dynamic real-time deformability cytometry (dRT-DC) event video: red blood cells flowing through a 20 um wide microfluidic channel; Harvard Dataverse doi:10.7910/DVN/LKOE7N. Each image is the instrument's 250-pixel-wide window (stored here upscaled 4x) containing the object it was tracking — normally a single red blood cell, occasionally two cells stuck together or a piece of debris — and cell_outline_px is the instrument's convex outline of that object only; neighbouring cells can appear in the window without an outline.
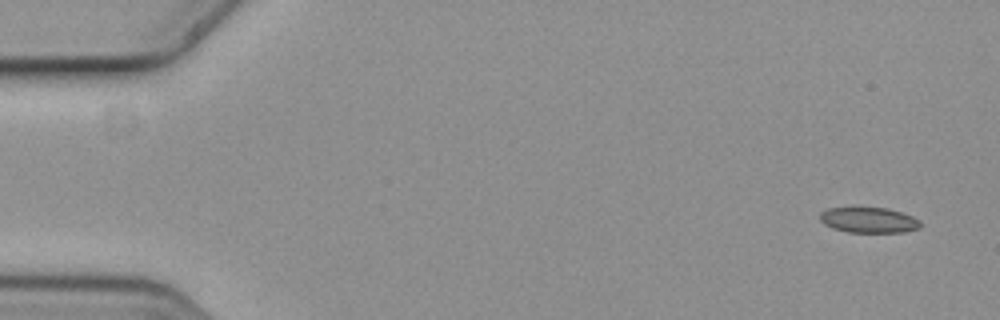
{"species": "common noctule bat (a hibernating species)", "species_latin": "Nyctalus noctula", "temperature_condition": "cold", "stored_images_in_passage": 6, "camera_frame_rate_fps": 3000, "um_per_image_px": 0.085, "animal": {"sex": "female", "body_mass_g": 19.3, "forearm_length_mm": 54.1}, "frame": {"image": 1, "passage_image": 1, "time_ms": 0.0, "image_size_px": [1000, 320], "cell_outline_px": [[920, 228], [904, 232], [848, 232], [832, 228], [824, 224], [820, 220], [820, 212], [828, 208], [888, 208], [912, 216], [920, 220]], "centroid_in_image_um": [73.84, 18.71], "position_along_channel_um": 11.2, "area_um2": 14.85}}